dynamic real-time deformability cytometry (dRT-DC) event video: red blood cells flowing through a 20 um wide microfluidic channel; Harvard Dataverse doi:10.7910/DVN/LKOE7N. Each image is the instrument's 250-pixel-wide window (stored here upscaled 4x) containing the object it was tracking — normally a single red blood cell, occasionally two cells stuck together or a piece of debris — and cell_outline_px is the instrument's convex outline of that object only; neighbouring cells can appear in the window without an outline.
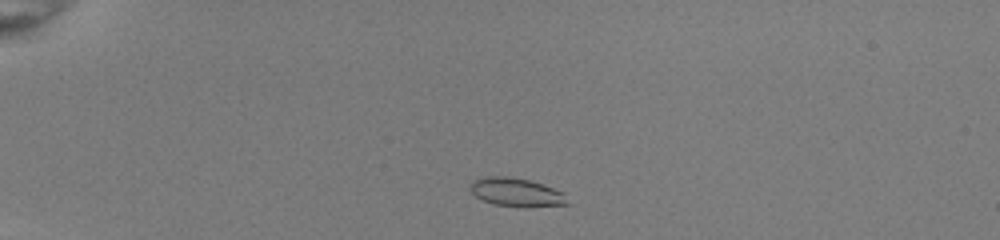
{"species": "common noctule bat (a hibernating species)", "species_latin": "Nyctalus noctula", "temperature_condition": "room temperature", "stored_images_in_passage": 41, "camera_frame_rate_fps": 3000, "um_per_image_px": 0.085, "animal": {"sex": "female", "body_mass_g": 22.0, "forearm_length_mm": 56.7}, "frame": {"image": 1, "passage_image": 3, "time_ms": 0.667, "image_size_px": [1000, 240], "cell_outline_px": [[568, 204], [524, 208], [492, 204], [476, 196], [468, 188], [472, 180], [484, 176], [508, 176], [528, 180], [564, 192]], "centroid_in_image_um": [43.85, 16.35], "position_along_channel_um": 41.2, "area_um2": 16.24}}
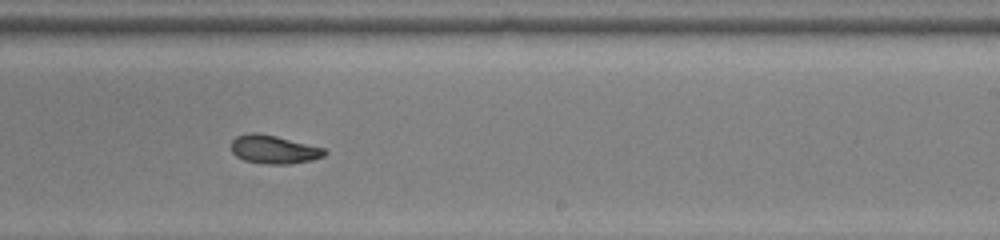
{"frame": {"image": 2, "passage_image": 24, "time_ms": 7.667, "image_size_px": [1000, 240], "cell_outline_px": [[328, 152], [324, 156], [312, 160], [288, 164], [264, 164], [244, 160], [236, 156], [232, 152], [232, 140], [236, 136], [248, 132], [256, 132], [276, 136], [324, 148]], "centroid_in_image_um": [23.26, 12.7], "position_along_channel_um": 265.7, "area_um2": 15.49}}
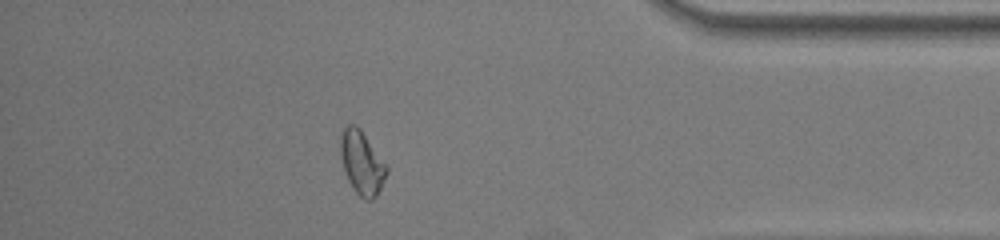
{"frame": {"image": 3, "passage_image": 36, "time_ms": 11.667, "image_size_px": [1000, 240], "cell_outline_px": [[388, 172], [376, 196], [372, 200], [368, 200], [360, 196], [352, 188], [344, 172], [340, 156], [340, 132], [348, 124], [356, 124], [360, 128], [388, 168]], "centroid_in_image_um": [30.72, 13.82], "position_along_channel_um": 404.5, "area_um2": 16.99}, "authors_computed_cell_mechanics": {"area_um2": 16.0106, "velocity_mm_per_s": 4.0307, "shape_relaxation_time_tau1_ms": null, "shape_relaxation_time_tau2_ms": 4.3853, "deformation_change_tau1": null, "deformation_change_tau2": 0.0792}}